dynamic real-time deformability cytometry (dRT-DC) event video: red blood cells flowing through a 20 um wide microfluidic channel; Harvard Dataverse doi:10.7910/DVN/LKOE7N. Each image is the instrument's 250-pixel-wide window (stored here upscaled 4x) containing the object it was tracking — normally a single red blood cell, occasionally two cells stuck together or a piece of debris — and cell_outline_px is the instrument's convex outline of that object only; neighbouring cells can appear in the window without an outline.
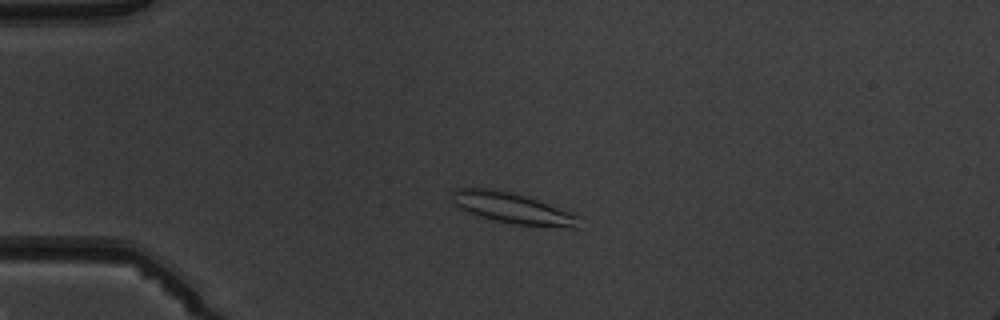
{"species": "common noctule bat (a hibernating species)", "species_latin": "Nyctalus noctula", "temperature_condition": "warm", "stored_images_in_passage": 4, "camera_frame_rate_fps": 3000, "um_per_image_px": 0.085, "animal": {"sex": "male", "body_mass_g": 19.5, "forearm_length_mm": 54.6}, "frame": {"image": 1, "passage_image": 2, "time_ms": 2.0, "image_size_px": [1000, 320], "cell_outline_px": [[584, 216], [580, 228], [572, 228], [516, 224], [496, 220], [480, 216], [468, 212], [452, 204], [452, 188], [496, 188], [512, 192]], "centroid_in_image_um": [43.62, 17.69], "position_along_channel_um": 41.4, "area_um2": 23.06}}
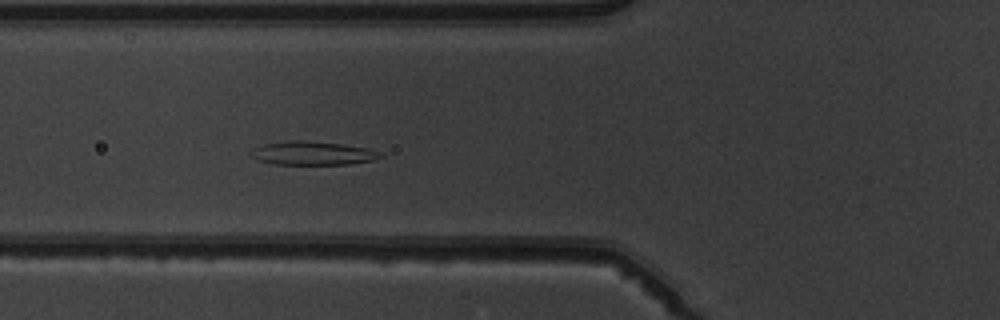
{"frame": {"image": 2, "passage_image": 4, "time_ms": 4.333, "image_size_px": [1000, 320], "cell_outline_px": [[384, 156], [372, 160], [348, 164], [272, 164], [256, 160], [248, 152], [252, 148], [264, 144], [288, 140], [300, 140], [340, 144], [368, 148], [380, 152]], "centroid_in_image_um": [26.51, 13.02], "position_along_channel_um": 99.3, "area_um2": 17.8}}